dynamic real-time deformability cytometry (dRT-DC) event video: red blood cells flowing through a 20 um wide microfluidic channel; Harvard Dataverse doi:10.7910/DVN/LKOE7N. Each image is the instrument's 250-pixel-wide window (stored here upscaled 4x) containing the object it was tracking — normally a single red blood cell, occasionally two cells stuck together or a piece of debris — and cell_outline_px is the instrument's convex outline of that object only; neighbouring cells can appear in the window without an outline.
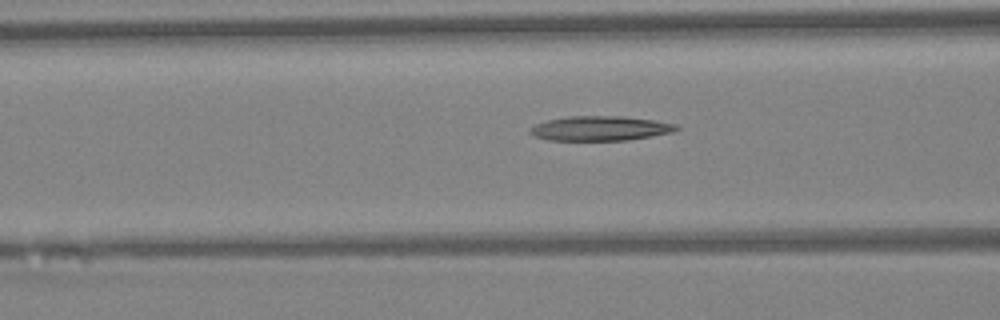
{"species": "Egyptian fruit bat (a non-hibernating species)", "species_latin": "Rousettus aegyptiacus", "temperature_condition": "warm", "stored_images_in_passage": 25, "camera_frame_rate_fps": 3000, "um_per_image_px": 0.085, "animal": {"sex": "female"}, "frame": {"image": 1, "passage_image": 6, "time_ms": 1.667, "image_size_px": [1000, 320], "cell_outline_px": [[680, 128], [672, 132], [652, 136], [628, 140], [548, 140], [536, 136], [528, 132], [536, 124], [548, 120], [568, 116], [624, 116], [680, 124]], "centroid_in_image_um": [51.07, 10.91], "position_along_channel_um": 115.5, "area_um2": 20.92}}
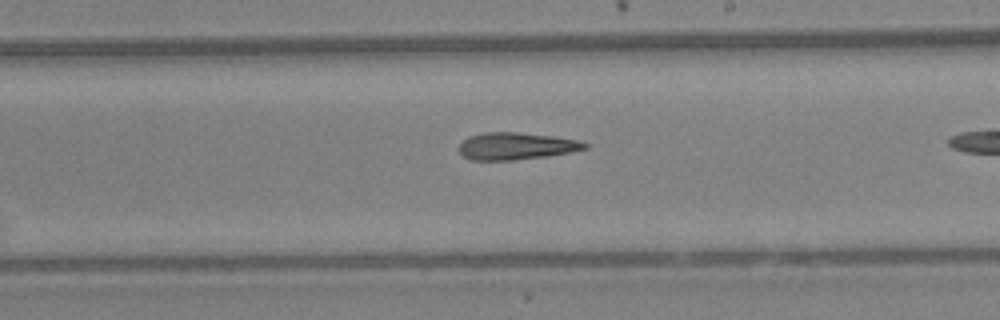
{"frame": {"image": 2, "passage_image": 15, "time_ms": 4.667, "image_size_px": [1000, 320], "cell_outline_px": [[588, 148], [568, 152], [544, 156], [512, 160], [472, 160], [464, 156], [460, 152], [460, 144], [468, 136], [484, 132], [516, 132], [552, 136], [576, 140], [588, 144]], "centroid_in_image_um": [43.83, 12.41], "position_along_channel_um": 245.2, "area_um2": 19.54}}
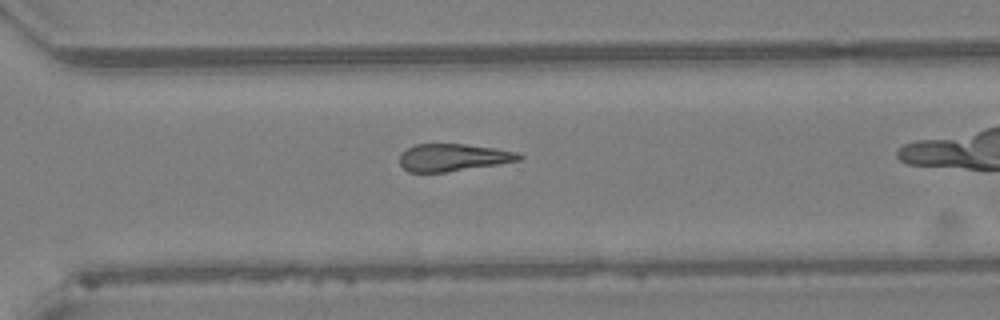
{"frame": {"image": 3, "passage_image": 21, "time_ms": 6.667, "image_size_px": [1000, 320], "cell_outline_px": [[524, 156], [520, 160], [500, 164], [444, 172], [408, 172], [400, 164], [400, 156], [408, 148], [416, 144], [464, 144], [496, 148], [516, 152]], "centroid_in_image_um": [38.54, 13.38], "position_along_channel_um": 332.1, "area_um2": 18.9}}